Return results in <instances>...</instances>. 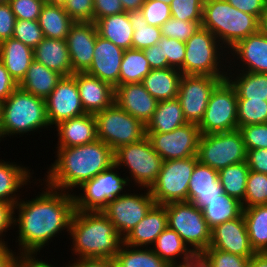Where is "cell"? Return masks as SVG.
I'll return each mask as SVG.
<instances>
[{"mask_svg":"<svg viewBox=\"0 0 267 267\" xmlns=\"http://www.w3.org/2000/svg\"><path fill=\"white\" fill-rule=\"evenodd\" d=\"M33 184L41 185L38 187L41 192L31 199L21 197L15 204L14 229H17V235L14 237L17 236L15 247L19 255H39L41 250L44 252L46 246L54 243L55 238L60 240L66 233L68 236L75 211L72 193L48 186L42 182L41 176Z\"/></svg>","mask_w":267,"mask_h":267,"instance_id":"cell-1","label":"cell"},{"mask_svg":"<svg viewBox=\"0 0 267 267\" xmlns=\"http://www.w3.org/2000/svg\"><path fill=\"white\" fill-rule=\"evenodd\" d=\"M54 153L55 161L46 168L41 180L72 194L74 189L115 164L114 151L99 139L80 146L56 148Z\"/></svg>","mask_w":267,"mask_h":267,"instance_id":"cell-2","label":"cell"},{"mask_svg":"<svg viewBox=\"0 0 267 267\" xmlns=\"http://www.w3.org/2000/svg\"><path fill=\"white\" fill-rule=\"evenodd\" d=\"M71 260L83 258L114 259L123 238L102 211L75 210L69 236ZM77 256V257H76ZM73 257V258H72Z\"/></svg>","mask_w":267,"mask_h":267,"instance_id":"cell-3","label":"cell"},{"mask_svg":"<svg viewBox=\"0 0 267 267\" xmlns=\"http://www.w3.org/2000/svg\"><path fill=\"white\" fill-rule=\"evenodd\" d=\"M51 129L47 119L46 101L17 87L2 103L0 143L9 136L35 135ZM30 133V134H29ZM5 138V139H4ZM4 139V140H3Z\"/></svg>","mask_w":267,"mask_h":267,"instance_id":"cell-4","label":"cell"},{"mask_svg":"<svg viewBox=\"0 0 267 267\" xmlns=\"http://www.w3.org/2000/svg\"><path fill=\"white\" fill-rule=\"evenodd\" d=\"M259 19L230 5L226 0H205L202 28L209 30L227 49L258 32Z\"/></svg>","mask_w":267,"mask_h":267,"instance_id":"cell-5","label":"cell"},{"mask_svg":"<svg viewBox=\"0 0 267 267\" xmlns=\"http://www.w3.org/2000/svg\"><path fill=\"white\" fill-rule=\"evenodd\" d=\"M185 46L182 75H207L226 79L228 50L209 30L201 27L185 42Z\"/></svg>","mask_w":267,"mask_h":267,"instance_id":"cell-6","label":"cell"},{"mask_svg":"<svg viewBox=\"0 0 267 267\" xmlns=\"http://www.w3.org/2000/svg\"><path fill=\"white\" fill-rule=\"evenodd\" d=\"M115 164L123 171L130 187L150 188L156 181L163 159L152 147L148 137L120 146L114 151ZM122 167V168H121ZM125 168V169H124ZM128 173V174H126Z\"/></svg>","mask_w":267,"mask_h":267,"instance_id":"cell-7","label":"cell"},{"mask_svg":"<svg viewBox=\"0 0 267 267\" xmlns=\"http://www.w3.org/2000/svg\"><path fill=\"white\" fill-rule=\"evenodd\" d=\"M118 170L120 168L113 164L78 187L73 192L75 210L101 211L109 200L125 194L131 187L126 176H121L122 170L120 173Z\"/></svg>","mask_w":267,"mask_h":267,"instance_id":"cell-8","label":"cell"},{"mask_svg":"<svg viewBox=\"0 0 267 267\" xmlns=\"http://www.w3.org/2000/svg\"><path fill=\"white\" fill-rule=\"evenodd\" d=\"M163 206L167 211V227L176 231L193 253L204 252L210 244L211 229L202 210L188 201Z\"/></svg>","mask_w":267,"mask_h":267,"instance_id":"cell-9","label":"cell"},{"mask_svg":"<svg viewBox=\"0 0 267 267\" xmlns=\"http://www.w3.org/2000/svg\"><path fill=\"white\" fill-rule=\"evenodd\" d=\"M97 139L113 151L120 146L137 142L146 136L145 125L122 110L115 102L96 113Z\"/></svg>","mask_w":267,"mask_h":267,"instance_id":"cell-10","label":"cell"},{"mask_svg":"<svg viewBox=\"0 0 267 267\" xmlns=\"http://www.w3.org/2000/svg\"><path fill=\"white\" fill-rule=\"evenodd\" d=\"M197 156L163 161L156 181L149 188L158 205L188 201L189 181Z\"/></svg>","mask_w":267,"mask_h":267,"instance_id":"cell-11","label":"cell"},{"mask_svg":"<svg viewBox=\"0 0 267 267\" xmlns=\"http://www.w3.org/2000/svg\"><path fill=\"white\" fill-rule=\"evenodd\" d=\"M247 151L240 131L218 132L201 135L197 158L202 164L220 170L246 161Z\"/></svg>","mask_w":267,"mask_h":267,"instance_id":"cell-12","label":"cell"},{"mask_svg":"<svg viewBox=\"0 0 267 267\" xmlns=\"http://www.w3.org/2000/svg\"><path fill=\"white\" fill-rule=\"evenodd\" d=\"M237 94L227 79L222 80L213 90L201 122V135L229 132L238 129Z\"/></svg>","mask_w":267,"mask_h":267,"instance_id":"cell-13","label":"cell"},{"mask_svg":"<svg viewBox=\"0 0 267 267\" xmlns=\"http://www.w3.org/2000/svg\"><path fill=\"white\" fill-rule=\"evenodd\" d=\"M131 189L132 188L125 194L109 200L107 205L101 210L113 223L115 229L122 238H124L156 204L148 188L137 189L136 187V190L132 189L133 191Z\"/></svg>","mask_w":267,"mask_h":267,"instance_id":"cell-14","label":"cell"},{"mask_svg":"<svg viewBox=\"0 0 267 267\" xmlns=\"http://www.w3.org/2000/svg\"><path fill=\"white\" fill-rule=\"evenodd\" d=\"M221 77L182 75L177 99L187 123L199 124L207 108L210 95L222 81Z\"/></svg>","mask_w":267,"mask_h":267,"instance_id":"cell-15","label":"cell"},{"mask_svg":"<svg viewBox=\"0 0 267 267\" xmlns=\"http://www.w3.org/2000/svg\"><path fill=\"white\" fill-rule=\"evenodd\" d=\"M163 161L197 156L201 136L197 124L186 123L168 133H146Z\"/></svg>","mask_w":267,"mask_h":267,"instance_id":"cell-16","label":"cell"},{"mask_svg":"<svg viewBox=\"0 0 267 267\" xmlns=\"http://www.w3.org/2000/svg\"><path fill=\"white\" fill-rule=\"evenodd\" d=\"M45 101L51 128L61 121L86 114L81 104L76 80L72 76L62 77Z\"/></svg>","mask_w":267,"mask_h":267,"instance_id":"cell-17","label":"cell"},{"mask_svg":"<svg viewBox=\"0 0 267 267\" xmlns=\"http://www.w3.org/2000/svg\"><path fill=\"white\" fill-rule=\"evenodd\" d=\"M228 58V70L267 74V37L259 31L249 35L228 50Z\"/></svg>","mask_w":267,"mask_h":267,"instance_id":"cell-18","label":"cell"},{"mask_svg":"<svg viewBox=\"0 0 267 267\" xmlns=\"http://www.w3.org/2000/svg\"><path fill=\"white\" fill-rule=\"evenodd\" d=\"M98 30L94 22H74L66 37L73 73L86 72L92 65Z\"/></svg>","mask_w":267,"mask_h":267,"instance_id":"cell-19","label":"cell"},{"mask_svg":"<svg viewBox=\"0 0 267 267\" xmlns=\"http://www.w3.org/2000/svg\"><path fill=\"white\" fill-rule=\"evenodd\" d=\"M209 247L242 257L250 258L253 256L255 251L249 242L243 214L211 229Z\"/></svg>","mask_w":267,"mask_h":267,"instance_id":"cell-20","label":"cell"},{"mask_svg":"<svg viewBox=\"0 0 267 267\" xmlns=\"http://www.w3.org/2000/svg\"><path fill=\"white\" fill-rule=\"evenodd\" d=\"M123 54L122 48L97 35L92 65L86 73L117 87Z\"/></svg>","mask_w":267,"mask_h":267,"instance_id":"cell-21","label":"cell"},{"mask_svg":"<svg viewBox=\"0 0 267 267\" xmlns=\"http://www.w3.org/2000/svg\"><path fill=\"white\" fill-rule=\"evenodd\" d=\"M76 80L81 104L86 114H93L106 109L114 103L115 88L99 78L77 72L72 75Z\"/></svg>","mask_w":267,"mask_h":267,"instance_id":"cell-22","label":"cell"},{"mask_svg":"<svg viewBox=\"0 0 267 267\" xmlns=\"http://www.w3.org/2000/svg\"><path fill=\"white\" fill-rule=\"evenodd\" d=\"M114 102L144 125L151 119L158 105V101L147 92L142 83H127L115 87Z\"/></svg>","mask_w":267,"mask_h":267,"instance_id":"cell-23","label":"cell"},{"mask_svg":"<svg viewBox=\"0 0 267 267\" xmlns=\"http://www.w3.org/2000/svg\"><path fill=\"white\" fill-rule=\"evenodd\" d=\"M7 160L0 159V201L16 204L21 197H24L22 194L26 191L23 190L29 186L32 188L31 183H34L37 177H33L35 172L27 165ZM24 185L27 187L23 188Z\"/></svg>","mask_w":267,"mask_h":267,"instance_id":"cell-24","label":"cell"},{"mask_svg":"<svg viewBox=\"0 0 267 267\" xmlns=\"http://www.w3.org/2000/svg\"><path fill=\"white\" fill-rule=\"evenodd\" d=\"M222 193L224 189L218 178V170L198 161L189 181L188 202L202 210L208 202L218 198Z\"/></svg>","mask_w":267,"mask_h":267,"instance_id":"cell-25","label":"cell"},{"mask_svg":"<svg viewBox=\"0 0 267 267\" xmlns=\"http://www.w3.org/2000/svg\"><path fill=\"white\" fill-rule=\"evenodd\" d=\"M56 129V130H55ZM53 130L57 136V147L66 148L91 143L97 139L96 118L93 114L61 121Z\"/></svg>","mask_w":267,"mask_h":267,"instance_id":"cell-26","label":"cell"},{"mask_svg":"<svg viewBox=\"0 0 267 267\" xmlns=\"http://www.w3.org/2000/svg\"><path fill=\"white\" fill-rule=\"evenodd\" d=\"M167 227V211L155 204L146 216L123 238L125 245L151 247Z\"/></svg>","mask_w":267,"mask_h":267,"instance_id":"cell-27","label":"cell"},{"mask_svg":"<svg viewBox=\"0 0 267 267\" xmlns=\"http://www.w3.org/2000/svg\"><path fill=\"white\" fill-rule=\"evenodd\" d=\"M33 55L34 60L42 63L48 69L58 72L63 77L74 74L66 39H50L44 37L33 49Z\"/></svg>","mask_w":267,"mask_h":267,"instance_id":"cell-28","label":"cell"},{"mask_svg":"<svg viewBox=\"0 0 267 267\" xmlns=\"http://www.w3.org/2000/svg\"><path fill=\"white\" fill-rule=\"evenodd\" d=\"M33 60V49L19 40L12 37L0 43V61L17 84L25 77Z\"/></svg>","mask_w":267,"mask_h":267,"instance_id":"cell-29","label":"cell"},{"mask_svg":"<svg viewBox=\"0 0 267 267\" xmlns=\"http://www.w3.org/2000/svg\"><path fill=\"white\" fill-rule=\"evenodd\" d=\"M62 77L58 72L48 69L42 63L33 60L18 87L45 100Z\"/></svg>","mask_w":267,"mask_h":267,"instance_id":"cell-30","label":"cell"},{"mask_svg":"<svg viewBox=\"0 0 267 267\" xmlns=\"http://www.w3.org/2000/svg\"><path fill=\"white\" fill-rule=\"evenodd\" d=\"M182 73L175 68L151 69L142 84L158 102L177 98Z\"/></svg>","mask_w":267,"mask_h":267,"instance_id":"cell-31","label":"cell"},{"mask_svg":"<svg viewBox=\"0 0 267 267\" xmlns=\"http://www.w3.org/2000/svg\"><path fill=\"white\" fill-rule=\"evenodd\" d=\"M151 248L171 267H180L193 254L180 235L169 227L157 237Z\"/></svg>","mask_w":267,"mask_h":267,"instance_id":"cell-32","label":"cell"},{"mask_svg":"<svg viewBox=\"0 0 267 267\" xmlns=\"http://www.w3.org/2000/svg\"><path fill=\"white\" fill-rule=\"evenodd\" d=\"M98 35L110 40L123 50L132 48L133 28L130 23L128 12L106 16L96 22Z\"/></svg>","mask_w":267,"mask_h":267,"instance_id":"cell-33","label":"cell"},{"mask_svg":"<svg viewBox=\"0 0 267 267\" xmlns=\"http://www.w3.org/2000/svg\"><path fill=\"white\" fill-rule=\"evenodd\" d=\"M226 79L234 87L237 99L267 101V74L228 70Z\"/></svg>","mask_w":267,"mask_h":267,"instance_id":"cell-34","label":"cell"},{"mask_svg":"<svg viewBox=\"0 0 267 267\" xmlns=\"http://www.w3.org/2000/svg\"><path fill=\"white\" fill-rule=\"evenodd\" d=\"M186 123L177 98L159 101L154 114L145 125V132L168 133Z\"/></svg>","mask_w":267,"mask_h":267,"instance_id":"cell-35","label":"cell"},{"mask_svg":"<svg viewBox=\"0 0 267 267\" xmlns=\"http://www.w3.org/2000/svg\"><path fill=\"white\" fill-rule=\"evenodd\" d=\"M43 36L50 39H66L74 21L64 7L45 2L38 18Z\"/></svg>","mask_w":267,"mask_h":267,"instance_id":"cell-36","label":"cell"},{"mask_svg":"<svg viewBox=\"0 0 267 267\" xmlns=\"http://www.w3.org/2000/svg\"><path fill=\"white\" fill-rule=\"evenodd\" d=\"M249 242L255 252H267V204L243 207Z\"/></svg>","mask_w":267,"mask_h":267,"instance_id":"cell-37","label":"cell"},{"mask_svg":"<svg viewBox=\"0 0 267 267\" xmlns=\"http://www.w3.org/2000/svg\"><path fill=\"white\" fill-rule=\"evenodd\" d=\"M202 213L209 228L213 229L221 223L240 217L243 214V206L239 200L222 193L208 202Z\"/></svg>","mask_w":267,"mask_h":267,"instance_id":"cell-38","label":"cell"},{"mask_svg":"<svg viewBox=\"0 0 267 267\" xmlns=\"http://www.w3.org/2000/svg\"><path fill=\"white\" fill-rule=\"evenodd\" d=\"M115 267H171L151 247L121 245L115 258Z\"/></svg>","mask_w":267,"mask_h":267,"instance_id":"cell-39","label":"cell"},{"mask_svg":"<svg viewBox=\"0 0 267 267\" xmlns=\"http://www.w3.org/2000/svg\"><path fill=\"white\" fill-rule=\"evenodd\" d=\"M151 68L143 50H124L119 73V85L127 83H142L150 73Z\"/></svg>","mask_w":267,"mask_h":267,"instance_id":"cell-40","label":"cell"},{"mask_svg":"<svg viewBox=\"0 0 267 267\" xmlns=\"http://www.w3.org/2000/svg\"><path fill=\"white\" fill-rule=\"evenodd\" d=\"M249 171L247 161L220 169L218 171V178L224 189V193L242 203L245 198Z\"/></svg>","mask_w":267,"mask_h":267,"instance_id":"cell-41","label":"cell"},{"mask_svg":"<svg viewBox=\"0 0 267 267\" xmlns=\"http://www.w3.org/2000/svg\"><path fill=\"white\" fill-rule=\"evenodd\" d=\"M131 26L134 30L132 36V48L144 50L151 47L160 40L161 28L148 25L141 10L128 12Z\"/></svg>","mask_w":267,"mask_h":267,"instance_id":"cell-42","label":"cell"},{"mask_svg":"<svg viewBox=\"0 0 267 267\" xmlns=\"http://www.w3.org/2000/svg\"><path fill=\"white\" fill-rule=\"evenodd\" d=\"M267 123V101L238 99V128L251 124Z\"/></svg>","mask_w":267,"mask_h":267,"instance_id":"cell-43","label":"cell"},{"mask_svg":"<svg viewBox=\"0 0 267 267\" xmlns=\"http://www.w3.org/2000/svg\"><path fill=\"white\" fill-rule=\"evenodd\" d=\"M267 204V174L250 170L246 182L243 207Z\"/></svg>","mask_w":267,"mask_h":267,"instance_id":"cell-44","label":"cell"},{"mask_svg":"<svg viewBox=\"0 0 267 267\" xmlns=\"http://www.w3.org/2000/svg\"><path fill=\"white\" fill-rule=\"evenodd\" d=\"M202 27V22L182 21L171 17L160 28L162 37L186 42Z\"/></svg>","mask_w":267,"mask_h":267,"instance_id":"cell-45","label":"cell"},{"mask_svg":"<svg viewBox=\"0 0 267 267\" xmlns=\"http://www.w3.org/2000/svg\"><path fill=\"white\" fill-rule=\"evenodd\" d=\"M205 0H172L171 16L182 21L202 22Z\"/></svg>","mask_w":267,"mask_h":267,"instance_id":"cell-46","label":"cell"},{"mask_svg":"<svg viewBox=\"0 0 267 267\" xmlns=\"http://www.w3.org/2000/svg\"><path fill=\"white\" fill-rule=\"evenodd\" d=\"M13 38L34 49L44 36L38 20L16 19Z\"/></svg>","mask_w":267,"mask_h":267,"instance_id":"cell-47","label":"cell"},{"mask_svg":"<svg viewBox=\"0 0 267 267\" xmlns=\"http://www.w3.org/2000/svg\"><path fill=\"white\" fill-rule=\"evenodd\" d=\"M245 149H267V123L264 124H251L239 127Z\"/></svg>","mask_w":267,"mask_h":267,"instance_id":"cell-48","label":"cell"},{"mask_svg":"<svg viewBox=\"0 0 267 267\" xmlns=\"http://www.w3.org/2000/svg\"><path fill=\"white\" fill-rule=\"evenodd\" d=\"M148 25L161 27L171 16L170 5L161 1H145L140 9Z\"/></svg>","mask_w":267,"mask_h":267,"instance_id":"cell-49","label":"cell"},{"mask_svg":"<svg viewBox=\"0 0 267 267\" xmlns=\"http://www.w3.org/2000/svg\"><path fill=\"white\" fill-rule=\"evenodd\" d=\"M203 253L212 262L213 267H247L250 260V258L211 247H208Z\"/></svg>","mask_w":267,"mask_h":267,"instance_id":"cell-50","label":"cell"},{"mask_svg":"<svg viewBox=\"0 0 267 267\" xmlns=\"http://www.w3.org/2000/svg\"><path fill=\"white\" fill-rule=\"evenodd\" d=\"M160 41L163 43L164 57H167L168 67L178 69L182 73L186 50L185 42L166 37H161Z\"/></svg>","mask_w":267,"mask_h":267,"instance_id":"cell-51","label":"cell"},{"mask_svg":"<svg viewBox=\"0 0 267 267\" xmlns=\"http://www.w3.org/2000/svg\"><path fill=\"white\" fill-rule=\"evenodd\" d=\"M16 19L38 20L45 1L43 0H9Z\"/></svg>","mask_w":267,"mask_h":267,"instance_id":"cell-52","label":"cell"},{"mask_svg":"<svg viewBox=\"0 0 267 267\" xmlns=\"http://www.w3.org/2000/svg\"><path fill=\"white\" fill-rule=\"evenodd\" d=\"M64 9L74 22H94L93 0H68Z\"/></svg>","mask_w":267,"mask_h":267,"instance_id":"cell-53","label":"cell"},{"mask_svg":"<svg viewBox=\"0 0 267 267\" xmlns=\"http://www.w3.org/2000/svg\"><path fill=\"white\" fill-rule=\"evenodd\" d=\"M15 204L0 201V246L8 245L6 234L14 229ZM6 240V241H5Z\"/></svg>","mask_w":267,"mask_h":267,"instance_id":"cell-54","label":"cell"},{"mask_svg":"<svg viewBox=\"0 0 267 267\" xmlns=\"http://www.w3.org/2000/svg\"><path fill=\"white\" fill-rule=\"evenodd\" d=\"M15 22L16 17L9 2H0V43L13 37Z\"/></svg>","mask_w":267,"mask_h":267,"instance_id":"cell-55","label":"cell"},{"mask_svg":"<svg viewBox=\"0 0 267 267\" xmlns=\"http://www.w3.org/2000/svg\"><path fill=\"white\" fill-rule=\"evenodd\" d=\"M123 12L124 8L120 0H93L94 23L100 18Z\"/></svg>","mask_w":267,"mask_h":267,"instance_id":"cell-56","label":"cell"},{"mask_svg":"<svg viewBox=\"0 0 267 267\" xmlns=\"http://www.w3.org/2000/svg\"><path fill=\"white\" fill-rule=\"evenodd\" d=\"M143 51L151 69L168 68V60L167 57H164L163 43L160 40L157 44L145 48Z\"/></svg>","mask_w":267,"mask_h":267,"instance_id":"cell-57","label":"cell"},{"mask_svg":"<svg viewBox=\"0 0 267 267\" xmlns=\"http://www.w3.org/2000/svg\"><path fill=\"white\" fill-rule=\"evenodd\" d=\"M246 161L250 170L267 174V149L248 150Z\"/></svg>","mask_w":267,"mask_h":267,"instance_id":"cell-58","label":"cell"},{"mask_svg":"<svg viewBox=\"0 0 267 267\" xmlns=\"http://www.w3.org/2000/svg\"><path fill=\"white\" fill-rule=\"evenodd\" d=\"M230 5L258 19L265 9L267 0H226Z\"/></svg>","mask_w":267,"mask_h":267,"instance_id":"cell-59","label":"cell"},{"mask_svg":"<svg viewBox=\"0 0 267 267\" xmlns=\"http://www.w3.org/2000/svg\"><path fill=\"white\" fill-rule=\"evenodd\" d=\"M41 254H39V256H37V254H25V255H20L19 256V259H18V265L19 267H72L71 266V263H70V260L66 263L63 262V266H61L59 263H54L52 264V262L54 261H51L50 263V259L48 261V257H46L45 255V259H42L43 256H41ZM41 256V257H40ZM41 259H40V258ZM57 265V266H56Z\"/></svg>","mask_w":267,"mask_h":267,"instance_id":"cell-60","label":"cell"},{"mask_svg":"<svg viewBox=\"0 0 267 267\" xmlns=\"http://www.w3.org/2000/svg\"><path fill=\"white\" fill-rule=\"evenodd\" d=\"M17 87L18 84L0 61V101H5Z\"/></svg>","mask_w":267,"mask_h":267,"instance_id":"cell-61","label":"cell"},{"mask_svg":"<svg viewBox=\"0 0 267 267\" xmlns=\"http://www.w3.org/2000/svg\"><path fill=\"white\" fill-rule=\"evenodd\" d=\"M72 267H115L114 259L83 258L70 260Z\"/></svg>","mask_w":267,"mask_h":267,"instance_id":"cell-62","label":"cell"},{"mask_svg":"<svg viewBox=\"0 0 267 267\" xmlns=\"http://www.w3.org/2000/svg\"><path fill=\"white\" fill-rule=\"evenodd\" d=\"M10 245L0 246V267H16L18 265L19 254Z\"/></svg>","mask_w":267,"mask_h":267,"instance_id":"cell-63","label":"cell"},{"mask_svg":"<svg viewBox=\"0 0 267 267\" xmlns=\"http://www.w3.org/2000/svg\"><path fill=\"white\" fill-rule=\"evenodd\" d=\"M180 267H213L203 252L193 253Z\"/></svg>","mask_w":267,"mask_h":267,"instance_id":"cell-64","label":"cell"},{"mask_svg":"<svg viewBox=\"0 0 267 267\" xmlns=\"http://www.w3.org/2000/svg\"><path fill=\"white\" fill-rule=\"evenodd\" d=\"M247 267H267V252H255Z\"/></svg>","mask_w":267,"mask_h":267,"instance_id":"cell-65","label":"cell"},{"mask_svg":"<svg viewBox=\"0 0 267 267\" xmlns=\"http://www.w3.org/2000/svg\"><path fill=\"white\" fill-rule=\"evenodd\" d=\"M125 12L140 10L145 0H120Z\"/></svg>","mask_w":267,"mask_h":267,"instance_id":"cell-66","label":"cell"},{"mask_svg":"<svg viewBox=\"0 0 267 267\" xmlns=\"http://www.w3.org/2000/svg\"><path fill=\"white\" fill-rule=\"evenodd\" d=\"M258 31L267 37V4L259 17Z\"/></svg>","mask_w":267,"mask_h":267,"instance_id":"cell-67","label":"cell"},{"mask_svg":"<svg viewBox=\"0 0 267 267\" xmlns=\"http://www.w3.org/2000/svg\"><path fill=\"white\" fill-rule=\"evenodd\" d=\"M68 0H48L47 3L55 5V6H61L64 7L66 5Z\"/></svg>","mask_w":267,"mask_h":267,"instance_id":"cell-68","label":"cell"},{"mask_svg":"<svg viewBox=\"0 0 267 267\" xmlns=\"http://www.w3.org/2000/svg\"><path fill=\"white\" fill-rule=\"evenodd\" d=\"M145 1H155V0H145ZM156 1H161L164 2L165 4L170 5L172 0H156Z\"/></svg>","mask_w":267,"mask_h":267,"instance_id":"cell-69","label":"cell"},{"mask_svg":"<svg viewBox=\"0 0 267 267\" xmlns=\"http://www.w3.org/2000/svg\"><path fill=\"white\" fill-rule=\"evenodd\" d=\"M2 101H0V127H1V114H2Z\"/></svg>","mask_w":267,"mask_h":267,"instance_id":"cell-70","label":"cell"},{"mask_svg":"<svg viewBox=\"0 0 267 267\" xmlns=\"http://www.w3.org/2000/svg\"><path fill=\"white\" fill-rule=\"evenodd\" d=\"M0 2H9V0H0Z\"/></svg>","mask_w":267,"mask_h":267,"instance_id":"cell-71","label":"cell"}]
</instances>
